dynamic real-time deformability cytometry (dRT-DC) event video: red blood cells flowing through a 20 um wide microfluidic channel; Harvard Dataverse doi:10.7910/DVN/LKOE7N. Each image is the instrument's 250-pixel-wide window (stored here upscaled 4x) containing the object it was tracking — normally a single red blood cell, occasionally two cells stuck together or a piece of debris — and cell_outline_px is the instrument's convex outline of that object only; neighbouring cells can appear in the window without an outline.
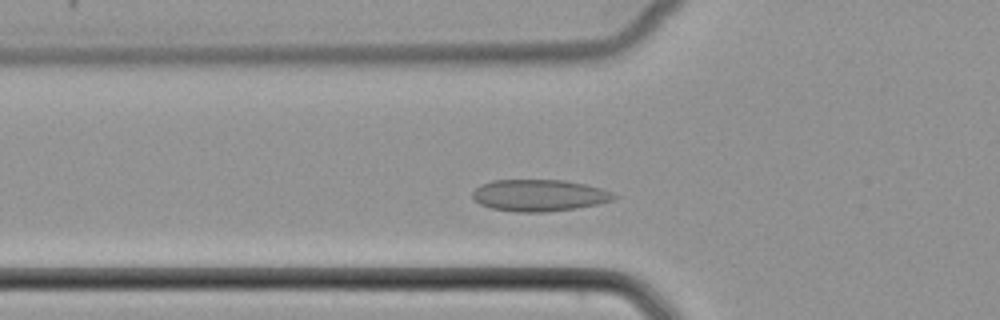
{"species": "common noctule bat (a hibernating species)", "species_latin": "Nyctalus noctula", "temperature_condition": "cold", "stored_images_in_passage": 44, "camera_frame_rate_fps": 3000, "um_per_image_px": 0.085, "animal": {"sex": "female", "body_mass_g": 22.7, "forearm_length_mm": 54.2}, "frame": {"image": 1, "passage_image": 10, "time_ms": 3.0, "image_size_px": [1000, 320], "cell_outline_px": [[620, 196], [612, 200], [596, 204], [576, 208], [544, 212], [516, 212], [492, 208], [480, 204], [472, 196], [472, 192], [480, 184], [492, 180], [564, 180], [584, 184], [600, 188], [612, 192]], "centroid_in_image_um": [45.82, 16.6], "position_along_channel_um": 80.0, "area_um2": 26.07}}
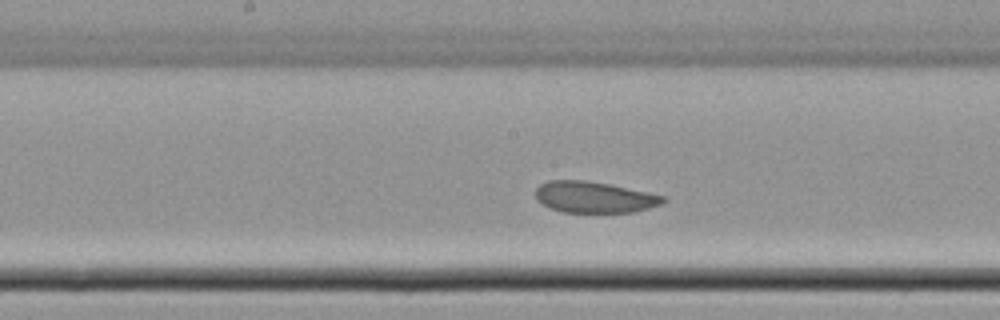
{"frame": {"image": 2, "passage_image": 19, "time_ms": 6.0, "image_size_px": [1000, 320], "cell_outline_px": [[668, 200], [660, 204], [648, 208], [632, 212], [560, 212], [536, 200], [536, 188], [540, 184], [548, 180], [584, 180], [608, 184], [668, 196]], "centroid_in_image_um": [50.53, 16.75], "position_along_channel_um": 197.7, "area_um2": 23.18}}
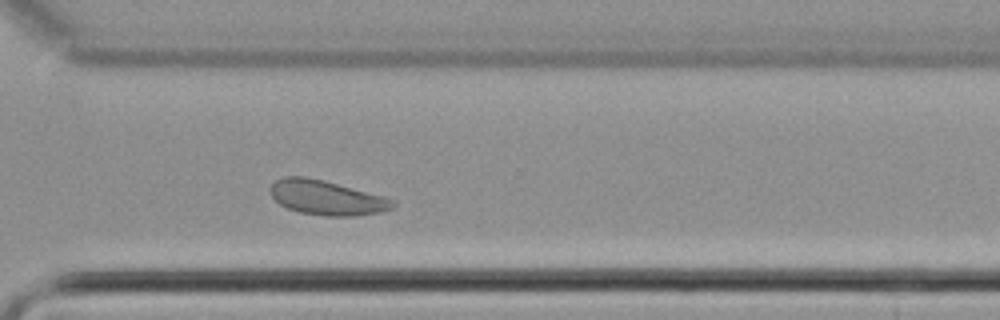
{"frame": {"image": 3, "passage_image": 30, "time_ms": 9.667, "image_size_px": [1000, 320], "cell_outline_px": [[396, 204], [392, 208], [380, 212], [356, 216], [324, 216], [300, 212], [288, 208], [280, 204], [268, 192], [268, 188], [276, 180], [284, 176], [304, 176], [324, 180], [384, 196], [396, 200]], "centroid_in_image_um": [27.76, 16.8], "position_along_channel_um": 342.8, "area_um2": 24.85}}